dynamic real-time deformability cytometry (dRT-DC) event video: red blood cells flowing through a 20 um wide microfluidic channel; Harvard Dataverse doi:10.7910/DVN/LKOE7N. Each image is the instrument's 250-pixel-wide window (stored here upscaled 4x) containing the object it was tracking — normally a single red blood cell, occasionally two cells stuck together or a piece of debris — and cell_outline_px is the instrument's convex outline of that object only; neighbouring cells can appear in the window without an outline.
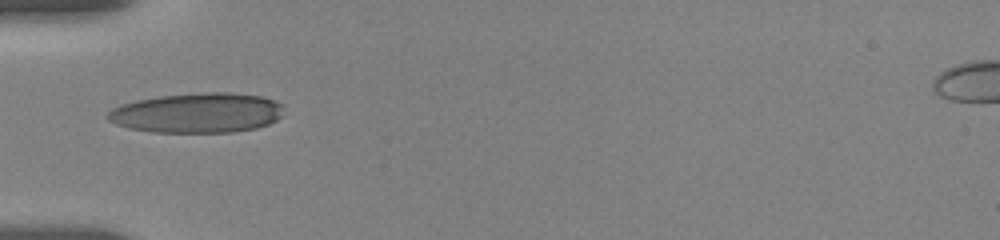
{"species": "human", "species_latin": "Homo sapiens", "temperature_condition": "room temperature", "stored_images_in_passage": 51, "camera_frame_rate_fps": 3000, "um_per_image_px": 0.085, "donor": {"sex": "female"}, "frame": {"image": 1, "passage_image": 1, "time_ms": 0.0, "image_size_px": [1000, 240], "cell_outline_px": [[280, 116], [276, 120], [268, 124], [256, 128], [232, 132], [152, 132], [128, 128], [116, 124], [108, 120], [108, 112], [112, 108], [120, 104], [136, 100], [160, 96], [204, 92], [228, 92], [260, 96], [272, 100], [280, 104]], "centroid_in_image_um": [16.71, 9.6], "position_along_channel_um": 68.3, "area_um2": 40.69}}
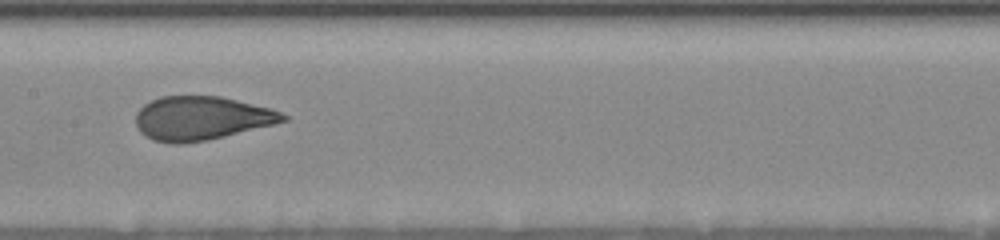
{"frame": {"image": 2, "passage_image": 18, "time_ms": 3.333, "image_size_px": [1000, 240], "cell_outline_px": [[288, 120], [208, 140], [180, 144], [172, 144], [152, 140], [140, 132], [136, 124], [136, 112], [144, 104], [160, 96], [220, 96], [272, 108], [288, 116]], "centroid_in_image_um": [17.09, 10.05], "position_along_channel_um": 190.3, "area_um2": 37.51}}
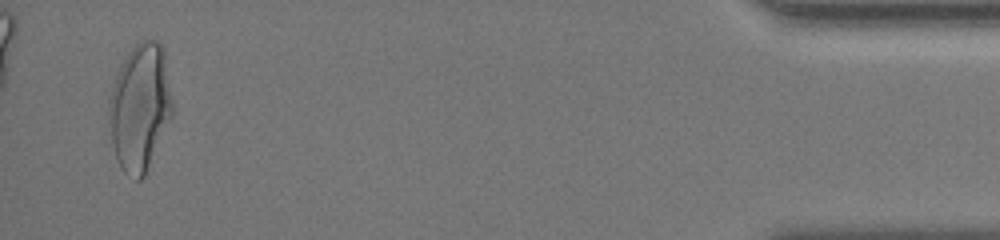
{"frame": {"image": 3, "passage_image": 49, "time_ms": 11.667, "image_size_px": [1000, 240], "cell_outline_px": [[172, 116], [144, 176], [140, 180], [136, 180], [124, 172], [120, 168], [112, 144], [108, 112], [108, 100], [116, 76], [128, 52], [140, 40], [160, 40], [164, 48], [172, 100]], "centroid_in_image_um": [11.9, 9.1], "position_along_channel_um": 423.3, "area_um2": 46.82}, "authors_computed_cell_mechanics": {"area_um2": 38.0324, "velocity_mm_per_s": 3.6584, "shape_relaxation_time_tau1_ms": 5.3576, "shape_relaxation_time_tau2_ms": 0.8266, "deformation_change_tau1": 0.1967, "deformation_change_tau2": 0.0788}}